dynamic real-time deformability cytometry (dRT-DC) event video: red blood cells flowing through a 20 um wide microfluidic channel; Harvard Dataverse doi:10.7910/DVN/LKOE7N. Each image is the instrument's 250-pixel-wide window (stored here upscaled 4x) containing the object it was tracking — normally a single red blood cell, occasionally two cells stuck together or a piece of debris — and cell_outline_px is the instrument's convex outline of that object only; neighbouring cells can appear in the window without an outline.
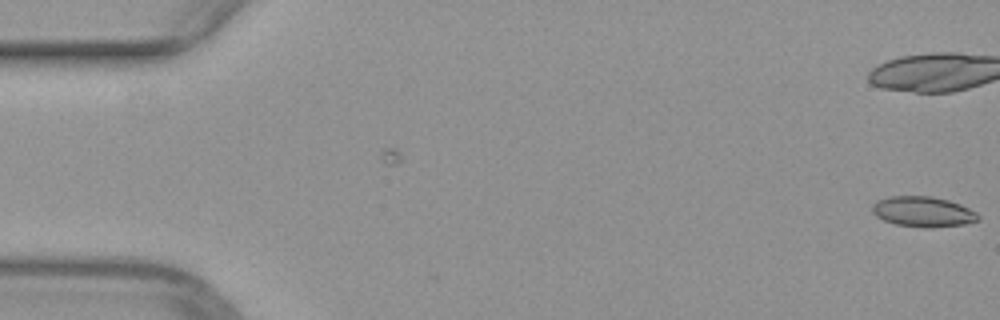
{"species": "common noctule bat (a hibernating species)", "species_latin": "Nyctalus noctula", "temperature_condition": "warm", "stored_images_in_passage": 2, "camera_frame_rate_fps": 3000, "um_per_image_px": 0.085, "animal": {"sex": "female", "body_mass_g": 29.2, "forearm_length_mm": 56.3}, "frame": {"image": 1, "passage_image": 2, "time_ms": 0.333, "image_size_px": [1000, 320], "cell_outline_px": [[980, 220], [964, 224], [928, 228], [924, 228], [896, 224], [884, 220], [876, 216], [872, 212], [872, 204], [876, 200], [888, 196], [932, 196], [948, 200], [960, 204], [976, 212], [980, 216]], "centroid_in_image_um": [78.44, 17.99], "position_along_channel_um": 6.6, "area_um2": 18.84}}